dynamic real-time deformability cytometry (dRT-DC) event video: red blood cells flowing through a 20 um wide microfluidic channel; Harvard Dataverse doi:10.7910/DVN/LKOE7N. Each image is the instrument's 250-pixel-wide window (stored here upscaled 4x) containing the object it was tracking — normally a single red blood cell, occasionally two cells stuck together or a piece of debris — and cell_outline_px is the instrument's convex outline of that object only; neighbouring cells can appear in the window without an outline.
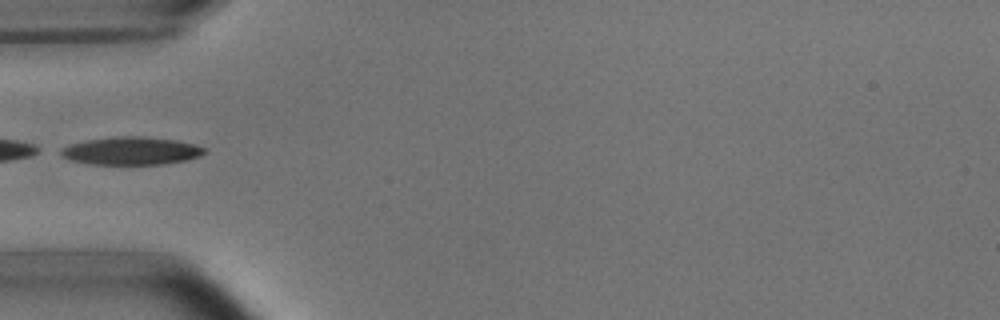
{"species": "common noctule bat (a hibernating species)", "species_latin": "Nyctalus noctula", "temperature_condition": "room temperature", "stored_images_in_passage": 3, "camera_frame_rate_fps": 3000, "um_per_image_px": 0.085, "animal": {"sex": "male", "body_mass_g": 15.6}, "frame": {"image": 1, "passage_image": 2, "time_ms": 1.0, "image_size_px": [1000, 320], "cell_outline_px": [[208, 152], [200, 156], [184, 160], [164, 164], [88, 164], [68, 160], [60, 156], [60, 148], [68, 144], [88, 140], [116, 136], [144, 136], [176, 140], [196, 144], [208, 148]], "centroid_in_image_um": [11.15, 12.82], "position_along_channel_um": 73.9, "area_um2": 23.7}}